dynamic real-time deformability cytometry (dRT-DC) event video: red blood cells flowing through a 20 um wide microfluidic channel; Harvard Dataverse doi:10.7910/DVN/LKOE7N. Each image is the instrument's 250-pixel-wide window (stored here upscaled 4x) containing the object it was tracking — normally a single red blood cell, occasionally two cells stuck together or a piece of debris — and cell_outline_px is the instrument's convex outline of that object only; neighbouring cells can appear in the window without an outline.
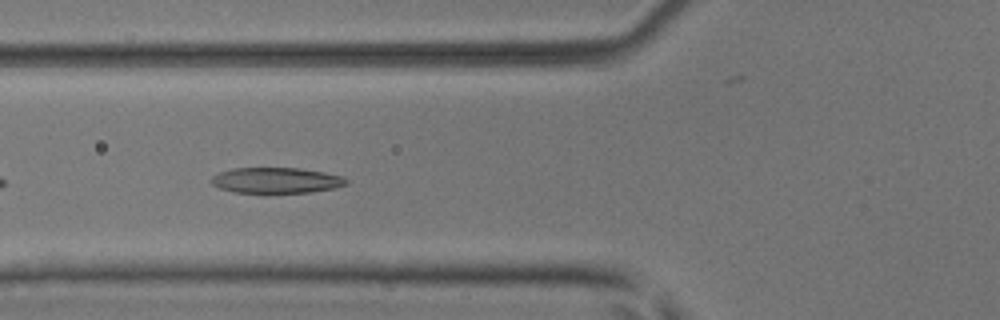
{"species": "common noctule bat (a hibernating species)", "species_latin": "Nyctalus noctula", "temperature_condition": "room temperature", "stored_images_in_passage": 7, "camera_frame_rate_fps": 3000, "um_per_image_px": 0.085, "animal": {"sex": "male", "body_mass_g": 17.9, "forearm_length_mm": 54.2}, "frame": {"image": 1, "passage_image": 5, "time_ms": 1.333, "image_size_px": [1000, 320], "cell_outline_px": [[348, 184], [336, 188], [312, 192], [236, 192], [220, 188], [212, 184], [212, 176], [220, 172], [232, 168], [300, 168], [324, 172], [344, 176], [348, 180]], "centroid_in_image_um": [23.54, 15.32], "position_along_channel_um": 102.3, "area_um2": 20.11}}
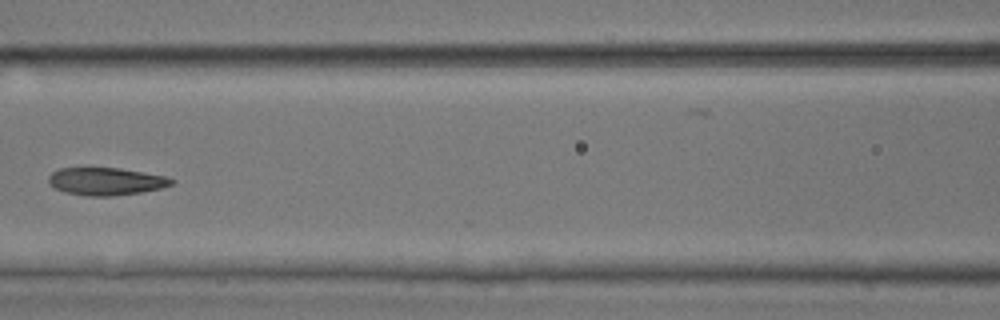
{"frame": {"image": 2, "passage_image": 6, "time_ms": 1.667, "image_size_px": [1000, 320], "cell_outline_px": [[176, 180], [172, 184], [160, 188], [140, 192], [112, 196], [88, 196], [64, 192], [48, 184], [48, 176], [52, 172], [60, 168], [88, 164], [120, 168], [168, 176]], "centroid_in_image_um": [8.95, 15.36], "position_along_channel_um": 157.7, "area_um2": 20.69}}